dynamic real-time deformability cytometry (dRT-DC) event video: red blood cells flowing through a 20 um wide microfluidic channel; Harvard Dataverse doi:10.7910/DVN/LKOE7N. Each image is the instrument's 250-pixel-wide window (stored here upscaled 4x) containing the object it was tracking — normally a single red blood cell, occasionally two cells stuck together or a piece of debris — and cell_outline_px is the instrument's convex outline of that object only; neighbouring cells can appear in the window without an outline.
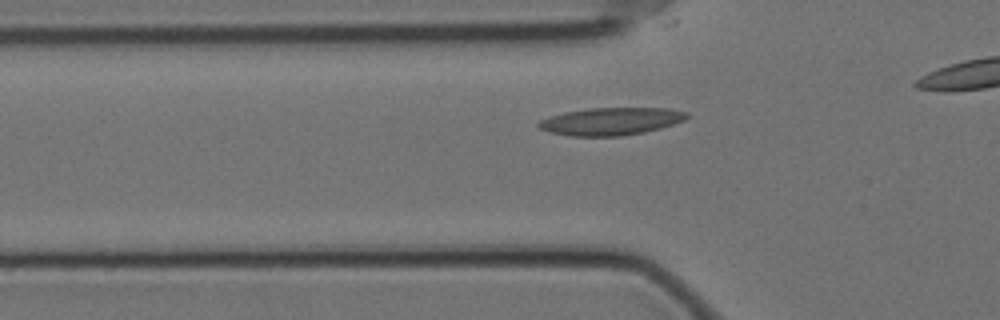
{"species": "Egyptian fruit bat (a non-hibernating species)", "species_latin": "Rousettus aegyptiacus", "temperature_condition": "cold", "stored_images_in_passage": 36, "camera_frame_rate_fps": 3000, "um_per_image_px": 0.085, "animal": {"sex": "female"}, "frame": {"image": 1, "passage_image": 8, "time_ms": 2.333, "image_size_px": [1000, 320], "cell_outline_px": [[688, 116], [684, 120], [660, 128], [644, 132], [620, 136], [572, 136], [552, 132], [540, 128], [536, 124], [540, 120], [564, 112], [592, 108], [668, 108], [688, 112]], "centroid_in_image_um": [51.95, 10.31], "position_along_channel_um": 73.9, "area_um2": 23.52}}
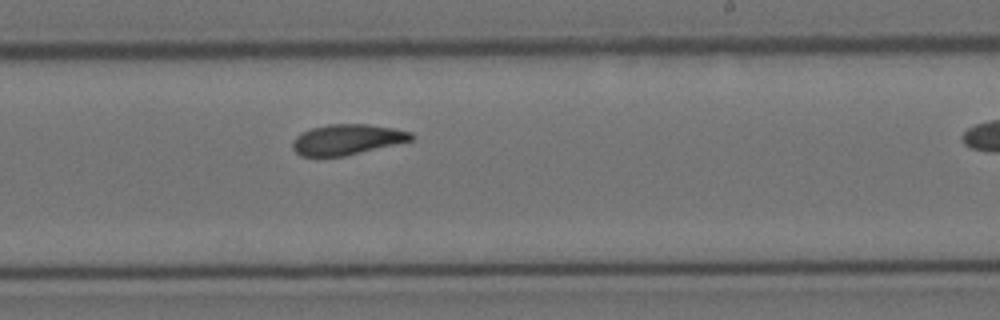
{"frame": {"image": 2, "passage_image": 24, "time_ms": 7.667, "image_size_px": [1000, 320], "cell_outline_px": [[416, 136], [412, 140], [344, 156], [300, 156], [292, 148], [292, 140], [300, 132], [312, 128], [328, 124], [368, 124], [396, 128], [412, 132]], "centroid_in_image_um": [29.5, 11.84], "position_along_channel_um": 259.5, "area_um2": 21.15}}
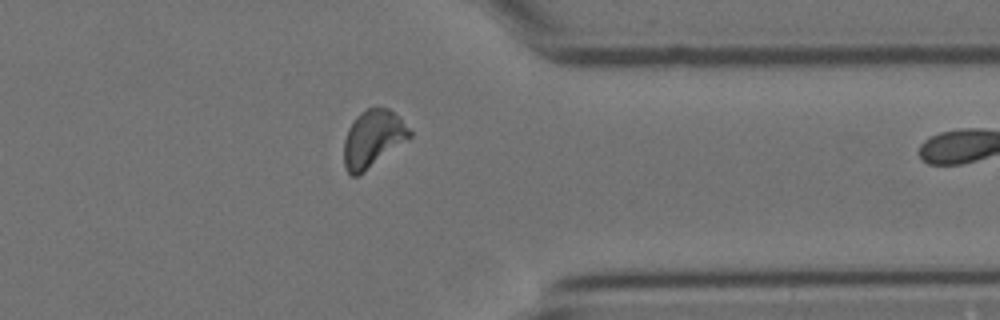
{"frame": {"image": 3, "passage_image": 35, "time_ms": 11.333, "image_size_px": [1000, 320], "cell_outline_px": [[412, 136], [364, 172], [356, 176], [352, 176], [344, 168], [344, 140], [348, 128], [356, 116], [360, 112], [368, 108], [388, 108], [412, 132]], "centroid_in_image_um": [31.65, 11.8], "position_along_channel_um": 379.7, "area_um2": 21.5}}